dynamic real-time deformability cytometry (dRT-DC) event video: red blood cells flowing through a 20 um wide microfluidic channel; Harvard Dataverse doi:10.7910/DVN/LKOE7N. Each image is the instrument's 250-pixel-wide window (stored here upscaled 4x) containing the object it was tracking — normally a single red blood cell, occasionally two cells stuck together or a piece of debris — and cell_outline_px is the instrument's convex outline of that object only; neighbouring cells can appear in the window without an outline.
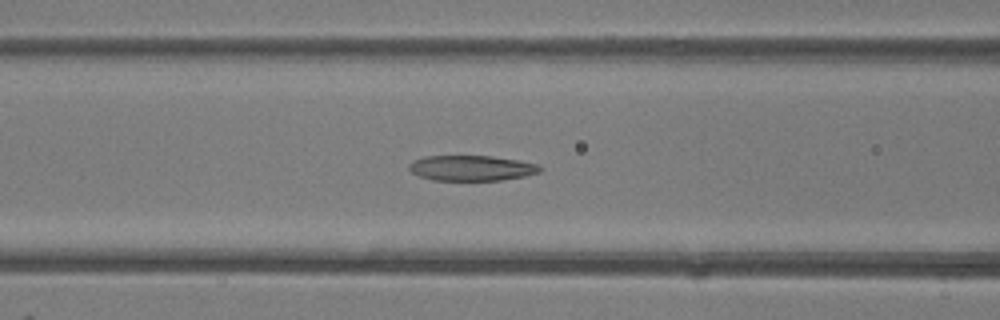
{"species": "common noctule bat (a hibernating species)", "species_latin": "Nyctalus noctula", "temperature_condition": "room temperature", "stored_images_in_passage": 50, "camera_frame_rate_fps": 3000, "um_per_image_px": 0.085, "animal": {"sex": "female"}, "frame": {"image": 1, "passage_image": 20, "time_ms": 6.333, "image_size_px": [1000, 320], "cell_outline_px": [[544, 168], [540, 172], [524, 176], [500, 180], [432, 180], [420, 176], [412, 172], [408, 168], [408, 164], [412, 160], [424, 156], [492, 156], [516, 160], [536, 164]], "centroid_in_image_um": [40.05, 14.28], "position_along_channel_um": 126.6, "area_um2": 19.31}}
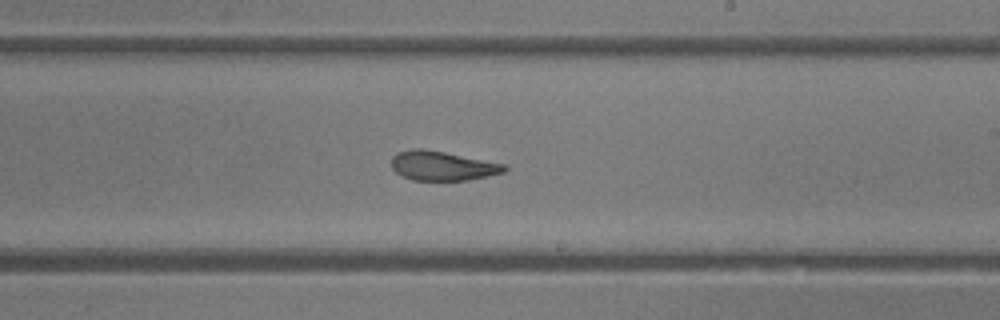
{"frame": {"image": 2, "passage_image": 29, "time_ms": 9.333, "image_size_px": [1000, 320], "cell_outline_px": [[508, 168], [504, 172], [488, 176], [468, 180], [412, 180], [400, 176], [392, 168], [392, 156], [396, 152], [412, 148], [420, 148], [444, 152], [504, 164]], "centroid_in_image_um": [37.55, 14.09], "position_along_channel_um": 251.4, "area_um2": 19.31}}
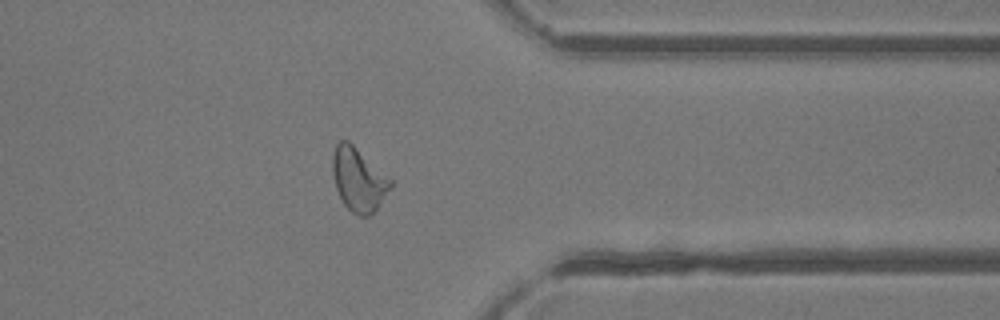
{"frame": {"image": 3, "passage_image": 39, "time_ms": 12.667, "image_size_px": [1000, 320], "cell_outline_px": [[392, 188], [376, 208], [368, 216], [356, 216], [344, 204], [336, 188], [332, 172], [332, 152], [336, 144], [340, 140], [348, 140], [392, 180]], "centroid_in_image_um": [30.46, 15.25], "position_along_channel_um": 380.9, "area_um2": 21.27}, "authors_computed_cell_mechanics": {"area_um2": 21.7328, "velocity_mm_per_s": 4.1633, "shape_relaxation_time_tau1_ms": null, "shape_relaxation_time_tau2_ms": 2.4369, "deformation_change_tau1": null, "deformation_change_tau2": 0.1034}}